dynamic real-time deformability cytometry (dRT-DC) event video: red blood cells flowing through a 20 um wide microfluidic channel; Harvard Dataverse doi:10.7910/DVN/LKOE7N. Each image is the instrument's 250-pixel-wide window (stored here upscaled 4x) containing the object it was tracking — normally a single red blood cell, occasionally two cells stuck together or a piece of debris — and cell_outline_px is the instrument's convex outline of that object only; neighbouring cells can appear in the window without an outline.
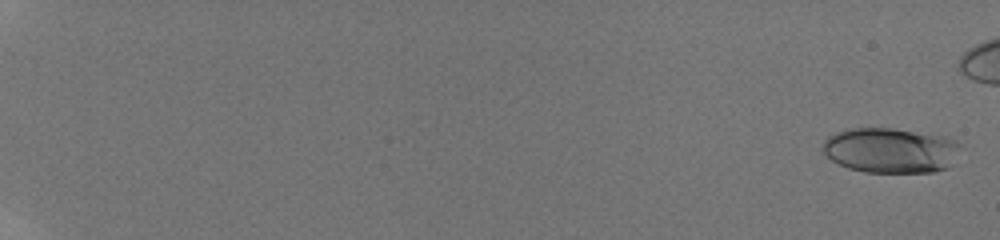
{"species": "human", "species_latin": "Homo sapiens", "temperature_condition": "room temperature", "stored_images_in_passage": 55, "camera_frame_rate_fps": 3000, "um_per_image_px": 0.085, "donor": {"sex": "male"}, "frame": {"image": 1, "passage_image": 2, "time_ms": 0.333, "image_size_px": [1000, 240], "cell_outline_px": [[960, 144], [948, 168], [932, 172], [864, 172], [848, 168], [832, 160], [820, 148], [824, 140], [828, 136], [836, 132], [852, 128], [892, 128], [944, 136], [956, 140]], "centroid_in_image_um": [75.65, 12.77], "position_along_channel_um": 9.3, "area_um2": 36.07}}
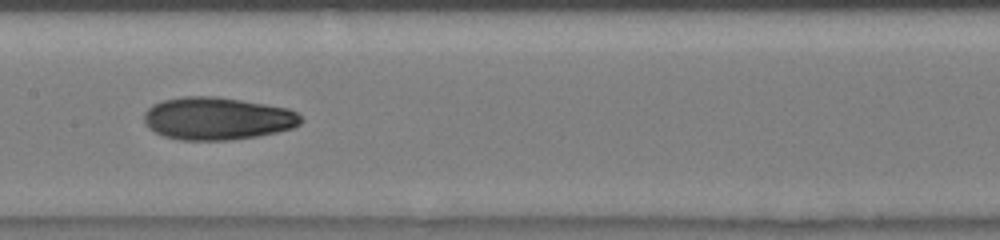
{"frame": {"image": 2, "passage_image": 34, "time_ms": 11.0, "image_size_px": [1000, 240], "cell_outline_px": [[304, 120], [300, 124], [292, 128], [276, 132], [256, 136], [228, 140], [180, 140], [164, 136], [148, 128], [144, 124], [144, 112], [152, 104], [164, 100], [184, 96], [216, 96], [288, 108], [296, 112]], "centroid_in_image_um": [18.45, 10.07], "position_along_channel_um": 189.0, "area_um2": 38.96}}
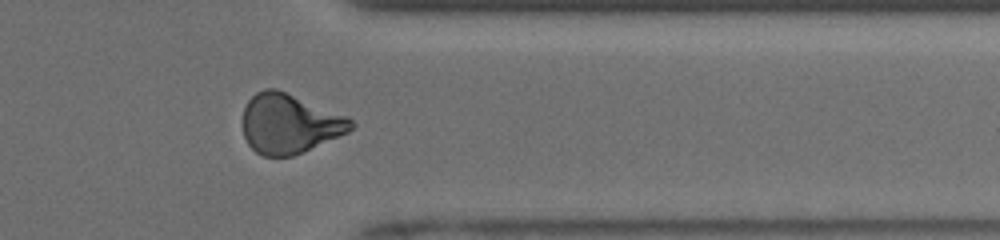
{"frame": {"image": 3, "passage_image": 49, "time_ms": 16.0, "image_size_px": [1000, 240], "cell_outline_px": [[356, 124], [348, 132], [292, 156], [264, 156], [256, 152], [248, 144], [244, 136], [244, 108], [248, 100], [256, 92], [264, 88], [276, 88], [348, 116]], "centroid_in_image_um": [24.6, 10.49], "position_along_channel_um": 386.8, "area_um2": 37.34}}